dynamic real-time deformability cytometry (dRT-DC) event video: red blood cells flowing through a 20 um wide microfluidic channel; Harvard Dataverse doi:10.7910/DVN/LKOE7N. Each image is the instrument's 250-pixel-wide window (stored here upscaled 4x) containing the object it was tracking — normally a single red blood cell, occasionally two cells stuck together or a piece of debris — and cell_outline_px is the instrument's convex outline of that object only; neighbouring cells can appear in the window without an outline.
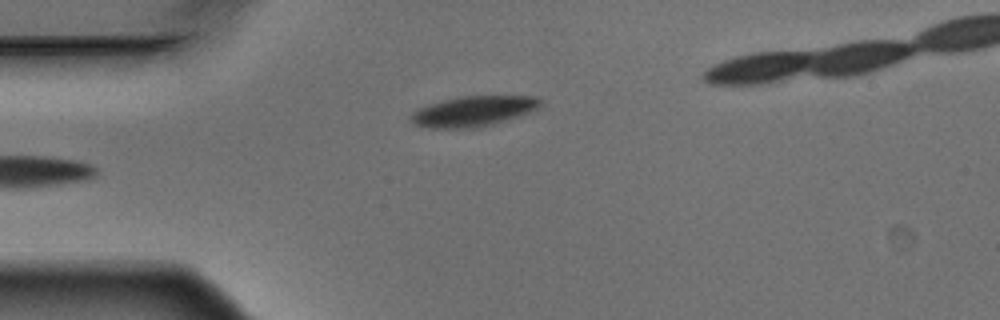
{"species": "Egyptian fruit bat (a non-hibernating species)", "species_latin": "Rousettus aegyptiacus", "temperature_condition": "warm", "stored_images_in_passage": 5, "camera_frame_rate_fps": 3000, "um_per_image_px": 0.085, "animal": {"sex": "male"}, "frame": {"image": 1, "passage_image": 5, "time_ms": 1.333, "image_size_px": [1000, 320], "cell_outline_px": [[544, 100], [532, 112], [520, 116], [492, 124], [472, 128], [432, 128], [416, 124], [408, 120], [408, 116], [416, 108], [428, 104], [460, 96], [540, 96]], "centroid_in_image_um": [40.23, 9.44], "position_along_channel_um": 44.8, "area_um2": 23.06}}